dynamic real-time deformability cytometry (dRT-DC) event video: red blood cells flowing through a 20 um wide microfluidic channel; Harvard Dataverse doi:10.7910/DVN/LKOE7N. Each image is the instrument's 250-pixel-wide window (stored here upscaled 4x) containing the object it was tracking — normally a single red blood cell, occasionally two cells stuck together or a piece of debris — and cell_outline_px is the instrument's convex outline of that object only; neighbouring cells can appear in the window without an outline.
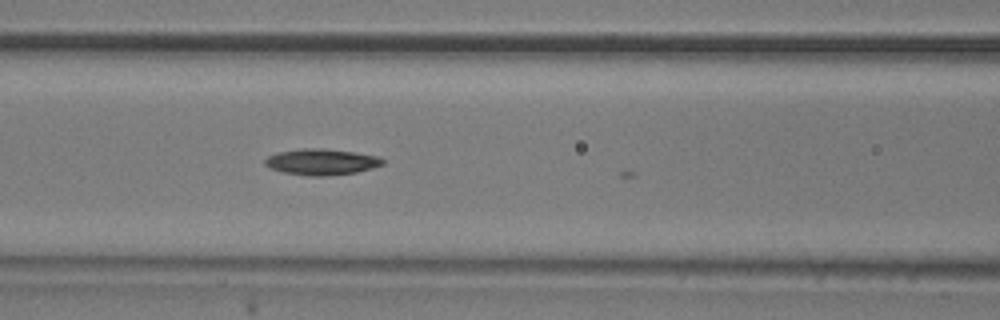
{"species": "common noctule bat (a hibernating species)", "species_latin": "Nyctalus noctula", "temperature_condition": "room temperature", "stored_images_in_passage": 10, "camera_frame_rate_fps": 3000, "um_per_image_px": 0.085, "animal": {"sex": "male", "body_mass_g": 20.5, "forearm_length_mm": 52.5}, "frame": {"image": 1, "passage_image": 7, "time_ms": 2.0, "image_size_px": [1000, 320], "cell_outline_px": [[384, 164], [372, 168], [356, 172], [324, 176], [308, 176], [284, 172], [268, 168], [264, 164], [264, 160], [268, 156], [280, 152], [304, 148], [324, 148], [380, 156], [384, 160]], "centroid_in_image_um": [27.33, 13.76], "position_along_channel_um": 139.3, "area_um2": 17.86}}